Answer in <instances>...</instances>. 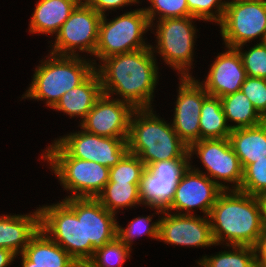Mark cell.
<instances>
[{"instance_id": "6da1fadb", "label": "cell", "mask_w": 266, "mask_h": 267, "mask_svg": "<svg viewBox=\"0 0 266 267\" xmlns=\"http://www.w3.org/2000/svg\"><path fill=\"white\" fill-rule=\"evenodd\" d=\"M157 61L151 46L103 59L95 67L102 93L128 102L135 109L154 108L160 78Z\"/></svg>"}, {"instance_id": "7a4b0ae2", "label": "cell", "mask_w": 266, "mask_h": 267, "mask_svg": "<svg viewBox=\"0 0 266 267\" xmlns=\"http://www.w3.org/2000/svg\"><path fill=\"white\" fill-rule=\"evenodd\" d=\"M208 217L219 246L254 247L264 228L257 197L239 190H223Z\"/></svg>"}, {"instance_id": "3957f363", "label": "cell", "mask_w": 266, "mask_h": 267, "mask_svg": "<svg viewBox=\"0 0 266 267\" xmlns=\"http://www.w3.org/2000/svg\"><path fill=\"white\" fill-rule=\"evenodd\" d=\"M154 109L133 111L127 137L129 153L137 155L145 166L163 160L190 159L188 146L174 131L171 121Z\"/></svg>"}, {"instance_id": "277c9868", "label": "cell", "mask_w": 266, "mask_h": 267, "mask_svg": "<svg viewBox=\"0 0 266 267\" xmlns=\"http://www.w3.org/2000/svg\"><path fill=\"white\" fill-rule=\"evenodd\" d=\"M94 70L95 66L88 57L48 52L35 66L32 80L20 101H43L52 110L66 92L80 85Z\"/></svg>"}, {"instance_id": "5b68a950", "label": "cell", "mask_w": 266, "mask_h": 267, "mask_svg": "<svg viewBox=\"0 0 266 267\" xmlns=\"http://www.w3.org/2000/svg\"><path fill=\"white\" fill-rule=\"evenodd\" d=\"M41 151L38 160L47 164L63 191L67 192L63 199L97 198L109 181L110 168L71 157L55 140Z\"/></svg>"}, {"instance_id": "8992f818", "label": "cell", "mask_w": 266, "mask_h": 267, "mask_svg": "<svg viewBox=\"0 0 266 267\" xmlns=\"http://www.w3.org/2000/svg\"><path fill=\"white\" fill-rule=\"evenodd\" d=\"M40 229L79 265L92 258V245L84 244L83 198H67L39 205Z\"/></svg>"}, {"instance_id": "52a82bcc", "label": "cell", "mask_w": 266, "mask_h": 267, "mask_svg": "<svg viewBox=\"0 0 266 267\" xmlns=\"http://www.w3.org/2000/svg\"><path fill=\"white\" fill-rule=\"evenodd\" d=\"M200 20L193 16L167 18L151 24L155 44L150 45L153 54L164 65L172 68L178 77H193L196 41L199 29L195 22ZM156 36V37H155ZM195 49V50H194ZM194 63V64H193ZM177 71V72H176Z\"/></svg>"}, {"instance_id": "ba28073f", "label": "cell", "mask_w": 266, "mask_h": 267, "mask_svg": "<svg viewBox=\"0 0 266 267\" xmlns=\"http://www.w3.org/2000/svg\"><path fill=\"white\" fill-rule=\"evenodd\" d=\"M130 10L125 9L122 15H116L112 19L107 18L109 14L102 16L92 58L95 67L110 56L150 47L151 43L145 35L151 31V25L143 6Z\"/></svg>"}, {"instance_id": "9c48e42d", "label": "cell", "mask_w": 266, "mask_h": 267, "mask_svg": "<svg viewBox=\"0 0 266 267\" xmlns=\"http://www.w3.org/2000/svg\"><path fill=\"white\" fill-rule=\"evenodd\" d=\"M188 152L193 170L205 174L223 190L240 189L243 167L229 138L199 140L188 147ZM195 158L200 160V167L205 171L193 165L192 159Z\"/></svg>"}, {"instance_id": "30bf717a", "label": "cell", "mask_w": 266, "mask_h": 267, "mask_svg": "<svg viewBox=\"0 0 266 267\" xmlns=\"http://www.w3.org/2000/svg\"><path fill=\"white\" fill-rule=\"evenodd\" d=\"M218 26L224 47L266 42V0L227 1Z\"/></svg>"}, {"instance_id": "8fae6325", "label": "cell", "mask_w": 266, "mask_h": 267, "mask_svg": "<svg viewBox=\"0 0 266 267\" xmlns=\"http://www.w3.org/2000/svg\"><path fill=\"white\" fill-rule=\"evenodd\" d=\"M101 18L102 15L92 7L85 2H80L60 27L54 40L48 41L50 43L49 53L81 57L89 54L92 60L98 41Z\"/></svg>"}, {"instance_id": "7c38bea8", "label": "cell", "mask_w": 266, "mask_h": 267, "mask_svg": "<svg viewBox=\"0 0 266 267\" xmlns=\"http://www.w3.org/2000/svg\"><path fill=\"white\" fill-rule=\"evenodd\" d=\"M190 167V159L163 160L144 169L139 184L141 205L166 211L172 204L176 187Z\"/></svg>"}, {"instance_id": "4fadbf2b", "label": "cell", "mask_w": 266, "mask_h": 267, "mask_svg": "<svg viewBox=\"0 0 266 267\" xmlns=\"http://www.w3.org/2000/svg\"><path fill=\"white\" fill-rule=\"evenodd\" d=\"M79 129L54 139L71 157L111 168L129 152L127 139L99 136Z\"/></svg>"}, {"instance_id": "5bb4252c", "label": "cell", "mask_w": 266, "mask_h": 267, "mask_svg": "<svg viewBox=\"0 0 266 267\" xmlns=\"http://www.w3.org/2000/svg\"><path fill=\"white\" fill-rule=\"evenodd\" d=\"M178 87L171 124L179 138L189 147L200 140V114L203 100L209 95L196 77L177 78Z\"/></svg>"}, {"instance_id": "9a60e30c", "label": "cell", "mask_w": 266, "mask_h": 267, "mask_svg": "<svg viewBox=\"0 0 266 267\" xmlns=\"http://www.w3.org/2000/svg\"><path fill=\"white\" fill-rule=\"evenodd\" d=\"M159 242L172 246L213 248L215 244L208 216L163 211L159 220Z\"/></svg>"}, {"instance_id": "2e32d148", "label": "cell", "mask_w": 266, "mask_h": 267, "mask_svg": "<svg viewBox=\"0 0 266 267\" xmlns=\"http://www.w3.org/2000/svg\"><path fill=\"white\" fill-rule=\"evenodd\" d=\"M134 110L130 103L102 93L78 128L99 136L127 139Z\"/></svg>"}, {"instance_id": "e0dca14e", "label": "cell", "mask_w": 266, "mask_h": 267, "mask_svg": "<svg viewBox=\"0 0 266 267\" xmlns=\"http://www.w3.org/2000/svg\"><path fill=\"white\" fill-rule=\"evenodd\" d=\"M222 191L208 176L189 167L179 181L172 204L166 211L194 215L197 209L204 216H209Z\"/></svg>"}, {"instance_id": "ac0fdd59", "label": "cell", "mask_w": 266, "mask_h": 267, "mask_svg": "<svg viewBox=\"0 0 266 267\" xmlns=\"http://www.w3.org/2000/svg\"><path fill=\"white\" fill-rule=\"evenodd\" d=\"M224 48V52L214 56L215 59L210 64L205 79L200 81L196 78L209 95L219 98L240 91L247 77L238 50L236 48Z\"/></svg>"}, {"instance_id": "d6986e66", "label": "cell", "mask_w": 266, "mask_h": 267, "mask_svg": "<svg viewBox=\"0 0 266 267\" xmlns=\"http://www.w3.org/2000/svg\"><path fill=\"white\" fill-rule=\"evenodd\" d=\"M117 219L96 198H83L84 244L92 245V256L117 237Z\"/></svg>"}, {"instance_id": "ffe728a7", "label": "cell", "mask_w": 266, "mask_h": 267, "mask_svg": "<svg viewBox=\"0 0 266 267\" xmlns=\"http://www.w3.org/2000/svg\"><path fill=\"white\" fill-rule=\"evenodd\" d=\"M19 256V258H18ZM20 267H80V265L44 231L32 237L23 252L16 255Z\"/></svg>"}, {"instance_id": "44dd1931", "label": "cell", "mask_w": 266, "mask_h": 267, "mask_svg": "<svg viewBox=\"0 0 266 267\" xmlns=\"http://www.w3.org/2000/svg\"><path fill=\"white\" fill-rule=\"evenodd\" d=\"M32 211L0 215V248L11 250L16 255L23 252L40 229L39 207Z\"/></svg>"}, {"instance_id": "7402d4cb", "label": "cell", "mask_w": 266, "mask_h": 267, "mask_svg": "<svg viewBox=\"0 0 266 267\" xmlns=\"http://www.w3.org/2000/svg\"><path fill=\"white\" fill-rule=\"evenodd\" d=\"M35 8L29 19L27 32L55 37L60 27L69 18L71 12L80 3L79 0H36Z\"/></svg>"}, {"instance_id": "603a6c76", "label": "cell", "mask_w": 266, "mask_h": 267, "mask_svg": "<svg viewBox=\"0 0 266 267\" xmlns=\"http://www.w3.org/2000/svg\"><path fill=\"white\" fill-rule=\"evenodd\" d=\"M101 95V81L94 70L80 85L66 92L52 110L69 116V119L77 118L80 123Z\"/></svg>"}, {"instance_id": "cb8c5ba5", "label": "cell", "mask_w": 266, "mask_h": 267, "mask_svg": "<svg viewBox=\"0 0 266 267\" xmlns=\"http://www.w3.org/2000/svg\"><path fill=\"white\" fill-rule=\"evenodd\" d=\"M229 140L243 170L256 160L266 159V120L255 126L233 129Z\"/></svg>"}, {"instance_id": "d4e9b609", "label": "cell", "mask_w": 266, "mask_h": 267, "mask_svg": "<svg viewBox=\"0 0 266 267\" xmlns=\"http://www.w3.org/2000/svg\"><path fill=\"white\" fill-rule=\"evenodd\" d=\"M140 183H123V182H107L101 193L97 196V200L109 212L116 216L121 213L120 210H128L141 207L139 197Z\"/></svg>"}, {"instance_id": "484cf974", "label": "cell", "mask_w": 266, "mask_h": 267, "mask_svg": "<svg viewBox=\"0 0 266 267\" xmlns=\"http://www.w3.org/2000/svg\"><path fill=\"white\" fill-rule=\"evenodd\" d=\"M220 99L231 130L255 126L265 120L241 91L223 96Z\"/></svg>"}, {"instance_id": "4316f807", "label": "cell", "mask_w": 266, "mask_h": 267, "mask_svg": "<svg viewBox=\"0 0 266 267\" xmlns=\"http://www.w3.org/2000/svg\"><path fill=\"white\" fill-rule=\"evenodd\" d=\"M219 97L208 95L200 114V140L229 138L231 133Z\"/></svg>"}, {"instance_id": "83f0119b", "label": "cell", "mask_w": 266, "mask_h": 267, "mask_svg": "<svg viewBox=\"0 0 266 267\" xmlns=\"http://www.w3.org/2000/svg\"><path fill=\"white\" fill-rule=\"evenodd\" d=\"M222 248L226 250L197 259L195 267H257L254 247L222 245Z\"/></svg>"}, {"instance_id": "f1b7e54d", "label": "cell", "mask_w": 266, "mask_h": 267, "mask_svg": "<svg viewBox=\"0 0 266 267\" xmlns=\"http://www.w3.org/2000/svg\"><path fill=\"white\" fill-rule=\"evenodd\" d=\"M154 211L152 215L147 216H137L128 222L126 227H123L117 221V237L128 247L133 249L134 241L138 239V237L147 236L152 240L158 241L159 237V220L163 211L149 207ZM155 214L158 216L156 220H153Z\"/></svg>"}, {"instance_id": "f546056e", "label": "cell", "mask_w": 266, "mask_h": 267, "mask_svg": "<svg viewBox=\"0 0 266 267\" xmlns=\"http://www.w3.org/2000/svg\"><path fill=\"white\" fill-rule=\"evenodd\" d=\"M132 250L118 237L96 249L84 267H123L131 259Z\"/></svg>"}, {"instance_id": "4dcf8cb0", "label": "cell", "mask_w": 266, "mask_h": 267, "mask_svg": "<svg viewBox=\"0 0 266 267\" xmlns=\"http://www.w3.org/2000/svg\"><path fill=\"white\" fill-rule=\"evenodd\" d=\"M142 3L145 0H140ZM148 7L143 6L150 25L158 20L189 16L186 0H146Z\"/></svg>"}, {"instance_id": "1f68e13d", "label": "cell", "mask_w": 266, "mask_h": 267, "mask_svg": "<svg viewBox=\"0 0 266 267\" xmlns=\"http://www.w3.org/2000/svg\"><path fill=\"white\" fill-rule=\"evenodd\" d=\"M146 168L137 155L127 153L115 166L109 169L108 182L140 183Z\"/></svg>"}, {"instance_id": "d6a6232c", "label": "cell", "mask_w": 266, "mask_h": 267, "mask_svg": "<svg viewBox=\"0 0 266 267\" xmlns=\"http://www.w3.org/2000/svg\"><path fill=\"white\" fill-rule=\"evenodd\" d=\"M244 46L248 48L244 50ZM248 44L238 46V50L243 67L247 76L266 79V42L257 43L252 47Z\"/></svg>"}, {"instance_id": "836d02e7", "label": "cell", "mask_w": 266, "mask_h": 267, "mask_svg": "<svg viewBox=\"0 0 266 267\" xmlns=\"http://www.w3.org/2000/svg\"><path fill=\"white\" fill-rule=\"evenodd\" d=\"M189 8V16L203 22H211L217 26L221 23L227 0H186Z\"/></svg>"}, {"instance_id": "e575fe53", "label": "cell", "mask_w": 266, "mask_h": 267, "mask_svg": "<svg viewBox=\"0 0 266 267\" xmlns=\"http://www.w3.org/2000/svg\"><path fill=\"white\" fill-rule=\"evenodd\" d=\"M239 191L253 196L266 191V159L256 160L243 170Z\"/></svg>"}, {"instance_id": "d590c367", "label": "cell", "mask_w": 266, "mask_h": 267, "mask_svg": "<svg viewBox=\"0 0 266 267\" xmlns=\"http://www.w3.org/2000/svg\"><path fill=\"white\" fill-rule=\"evenodd\" d=\"M266 119V79L247 76L240 90Z\"/></svg>"}, {"instance_id": "8d00e7d4", "label": "cell", "mask_w": 266, "mask_h": 267, "mask_svg": "<svg viewBox=\"0 0 266 267\" xmlns=\"http://www.w3.org/2000/svg\"><path fill=\"white\" fill-rule=\"evenodd\" d=\"M84 2L92 7L98 14L106 15L112 13V11L117 12L116 10L124 7H131L133 4L135 6H140V0H84ZM138 4V5H137Z\"/></svg>"}, {"instance_id": "74e56055", "label": "cell", "mask_w": 266, "mask_h": 267, "mask_svg": "<svg viewBox=\"0 0 266 267\" xmlns=\"http://www.w3.org/2000/svg\"><path fill=\"white\" fill-rule=\"evenodd\" d=\"M257 267H266V227L254 245Z\"/></svg>"}, {"instance_id": "f35d334b", "label": "cell", "mask_w": 266, "mask_h": 267, "mask_svg": "<svg viewBox=\"0 0 266 267\" xmlns=\"http://www.w3.org/2000/svg\"><path fill=\"white\" fill-rule=\"evenodd\" d=\"M16 260V254L11 250L0 248V267H9L14 264Z\"/></svg>"}, {"instance_id": "ab89813d", "label": "cell", "mask_w": 266, "mask_h": 267, "mask_svg": "<svg viewBox=\"0 0 266 267\" xmlns=\"http://www.w3.org/2000/svg\"><path fill=\"white\" fill-rule=\"evenodd\" d=\"M256 197L260 204L262 222L264 227H266V191L260 193Z\"/></svg>"}]
</instances>
